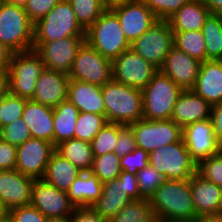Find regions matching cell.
I'll use <instances>...</instances> for the list:
<instances>
[{"label": "cell", "instance_id": "obj_56", "mask_svg": "<svg viewBox=\"0 0 222 222\" xmlns=\"http://www.w3.org/2000/svg\"><path fill=\"white\" fill-rule=\"evenodd\" d=\"M101 1H102L103 5L106 8H111L115 5L125 3V2H129V1H132V0H101Z\"/></svg>", "mask_w": 222, "mask_h": 222}, {"label": "cell", "instance_id": "obj_23", "mask_svg": "<svg viewBox=\"0 0 222 222\" xmlns=\"http://www.w3.org/2000/svg\"><path fill=\"white\" fill-rule=\"evenodd\" d=\"M192 90L212 106L222 103V60L201 62Z\"/></svg>", "mask_w": 222, "mask_h": 222}, {"label": "cell", "instance_id": "obj_36", "mask_svg": "<svg viewBox=\"0 0 222 222\" xmlns=\"http://www.w3.org/2000/svg\"><path fill=\"white\" fill-rule=\"evenodd\" d=\"M90 172L96 175L102 183L115 180L122 172L120 157L115 152L94 156Z\"/></svg>", "mask_w": 222, "mask_h": 222}, {"label": "cell", "instance_id": "obj_14", "mask_svg": "<svg viewBox=\"0 0 222 222\" xmlns=\"http://www.w3.org/2000/svg\"><path fill=\"white\" fill-rule=\"evenodd\" d=\"M54 152L53 143L31 137L17 146L15 169L34 179H42Z\"/></svg>", "mask_w": 222, "mask_h": 222}, {"label": "cell", "instance_id": "obj_31", "mask_svg": "<svg viewBox=\"0 0 222 222\" xmlns=\"http://www.w3.org/2000/svg\"><path fill=\"white\" fill-rule=\"evenodd\" d=\"M55 151L82 172L90 171L94 159L91 143L72 138L56 145Z\"/></svg>", "mask_w": 222, "mask_h": 222}, {"label": "cell", "instance_id": "obj_30", "mask_svg": "<svg viewBox=\"0 0 222 222\" xmlns=\"http://www.w3.org/2000/svg\"><path fill=\"white\" fill-rule=\"evenodd\" d=\"M80 111L68 99L54 107L53 115V144L74 138L76 121Z\"/></svg>", "mask_w": 222, "mask_h": 222}, {"label": "cell", "instance_id": "obj_8", "mask_svg": "<svg viewBox=\"0 0 222 222\" xmlns=\"http://www.w3.org/2000/svg\"><path fill=\"white\" fill-rule=\"evenodd\" d=\"M149 164L165 179L190 180L197 172V164L191 158L183 139L151 151Z\"/></svg>", "mask_w": 222, "mask_h": 222}, {"label": "cell", "instance_id": "obj_10", "mask_svg": "<svg viewBox=\"0 0 222 222\" xmlns=\"http://www.w3.org/2000/svg\"><path fill=\"white\" fill-rule=\"evenodd\" d=\"M174 46V32L167 20H158L138 39L130 44V48L146 61L160 69L166 55Z\"/></svg>", "mask_w": 222, "mask_h": 222}, {"label": "cell", "instance_id": "obj_2", "mask_svg": "<svg viewBox=\"0 0 222 222\" xmlns=\"http://www.w3.org/2000/svg\"><path fill=\"white\" fill-rule=\"evenodd\" d=\"M108 123L130 125L143 119L142 90L113 79L102 86Z\"/></svg>", "mask_w": 222, "mask_h": 222}, {"label": "cell", "instance_id": "obj_9", "mask_svg": "<svg viewBox=\"0 0 222 222\" xmlns=\"http://www.w3.org/2000/svg\"><path fill=\"white\" fill-rule=\"evenodd\" d=\"M68 76L70 79L102 87L113 79L112 61L85 41L77 51Z\"/></svg>", "mask_w": 222, "mask_h": 222}, {"label": "cell", "instance_id": "obj_26", "mask_svg": "<svg viewBox=\"0 0 222 222\" xmlns=\"http://www.w3.org/2000/svg\"><path fill=\"white\" fill-rule=\"evenodd\" d=\"M130 201L127 192L124 191L123 182L117 178L103 183L101 196L91 208L110 221Z\"/></svg>", "mask_w": 222, "mask_h": 222}, {"label": "cell", "instance_id": "obj_53", "mask_svg": "<svg viewBox=\"0 0 222 222\" xmlns=\"http://www.w3.org/2000/svg\"><path fill=\"white\" fill-rule=\"evenodd\" d=\"M204 5L210 10L211 14L220 15L222 12V0H202Z\"/></svg>", "mask_w": 222, "mask_h": 222}, {"label": "cell", "instance_id": "obj_46", "mask_svg": "<svg viewBox=\"0 0 222 222\" xmlns=\"http://www.w3.org/2000/svg\"><path fill=\"white\" fill-rule=\"evenodd\" d=\"M61 0H27L23 6L29 19L35 24L55 7Z\"/></svg>", "mask_w": 222, "mask_h": 222}, {"label": "cell", "instance_id": "obj_61", "mask_svg": "<svg viewBox=\"0 0 222 222\" xmlns=\"http://www.w3.org/2000/svg\"><path fill=\"white\" fill-rule=\"evenodd\" d=\"M3 97H4V95H0V112H1V105H2V101H3Z\"/></svg>", "mask_w": 222, "mask_h": 222}, {"label": "cell", "instance_id": "obj_50", "mask_svg": "<svg viewBox=\"0 0 222 222\" xmlns=\"http://www.w3.org/2000/svg\"><path fill=\"white\" fill-rule=\"evenodd\" d=\"M118 179L123 182L124 191L127 192L128 197L131 201L144 199L140 194L137 175H133L126 171H122Z\"/></svg>", "mask_w": 222, "mask_h": 222}, {"label": "cell", "instance_id": "obj_4", "mask_svg": "<svg viewBox=\"0 0 222 222\" xmlns=\"http://www.w3.org/2000/svg\"><path fill=\"white\" fill-rule=\"evenodd\" d=\"M183 89L160 70L142 90L143 119H171L175 103Z\"/></svg>", "mask_w": 222, "mask_h": 222}, {"label": "cell", "instance_id": "obj_1", "mask_svg": "<svg viewBox=\"0 0 222 222\" xmlns=\"http://www.w3.org/2000/svg\"><path fill=\"white\" fill-rule=\"evenodd\" d=\"M157 222H195L190 180L166 179L149 199Z\"/></svg>", "mask_w": 222, "mask_h": 222}, {"label": "cell", "instance_id": "obj_20", "mask_svg": "<svg viewBox=\"0 0 222 222\" xmlns=\"http://www.w3.org/2000/svg\"><path fill=\"white\" fill-rule=\"evenodd\" d=\"M190 191L196 216L222 214V188L197 172L190 179Z\"/></svg>", "mask_w": 222, "mask_h": 222}, {"label": "cell", "instance_id": "obj_42", "mask_svg": "<svg viewBox=\"0 0 222 222\" xmlns=\"http://www.w3.org/2000/svg\"><path fill=\"white\" fill-rule=\"evenodd\" d=\"M197 173L222 188V150L197 164Z\"/></svg>", "mask_w": 222, "mask_h": 222}, {"label": "cell", "instance_id": "obj_12", "mask_svg": "<svg viewBox=\"0 0 222 222\" xmlns=\"http://www.w3.org/2000/svg\"><path fill=\"white\" fill-rule=\"evenodd\" d=\"M159 71L131 48L112 61L113 80L143 90Z\"/></svg>", "mask_w": 222, "mask_h": 222}, {"label": "cell", "instance_id": "obj_24", "mask_svg": "<svg viewBox=\"0 0 222 222\" xmlns=\"http://www.w3.org/2000/svg\"><path fill=\"white\" fill-rule=\"evenodd\" d=\"M54 107L27 100L22 118L29 127L32 138L53 143Z\"/></svg>", "mask_w": 222, "mask_h": 222}, {"label": "cell", "instance_id": "obj_22", "mask_svg": "<svg viewBox=\"0 0 222 222\" xmlns=\"http://www.w3.org/2000/svg\"><path fill=\"white\" fill-rule=\"evenodd\" d=\"M212 105L192 89L183 90L174 105L171 119L182 129L197 121L211 117Z\"/></svg>", "mask_w": 222, "mask_h": 222}, {"label": "cell", "instance_id": "obj_18", "mask_svg": "<svg viewBox=\"0 0 222 222\" xmlns=\"http://www.w3.org/2000/svg\"><path fill=\"white\" fill-rule=\"evenodd\" d=\"M34 180L16 169L0 171V201L8 212L30 205Z\"/></svg>", "mask_w": 222, "mask_h": 222}, {"label": "cell", "instance_id": "obj_44", "mask_svg": "<svg viewBox=\"0 0 222 222\" xmlns=\"http://www.w3.org/2000/svg\"><path fill=\"white\" fill-rule=\"evenodd\" d=\"M149 164V153L141 148L136 147L135 150L120 158V167L122 171L137 175Z\"/></svg>", "mask_w": 222, "mask_h": 222}, {"label": "cell", "instance_id": "obj_43", "mask_svg": "<svg viewBox=\"0 0 222 222\" xmlns=\"http://www.w3.org/2000/svg\"><path fill=\"white\" fill-rule=\"evenodd\" d=\"M158 18L167 20L177 12L185 3L191 0H142Z\"/></svg>", "mask_w": 222, "mask_h": 222}, {"label": "cell", "instance_id": "obj_28", "mask_svg": "<svg viewBox=\"0 0 222 222\" xmlns=\"http://www.w3.org/2000/svg\"><path fill=\"white\" fill-rule=\"evenodd\" d=\"M103 183L90 171L82 172L67 191L75 207H88L94 204L102 193Z\"/></svg>", "mask_w": 222, "mask_h": 222}, {"label": "cell", "instance_id": "obj_48", "mask_svg": "<svg viewBox=\"0 0 222 222\" xmlns=\"http://www.w3.org/2000/svg\"><path fill=\"white\" fill-rule=\"evenodd\" d=\"M17 147L0 139V171L16 168Z\"/></svg>", "mask_w": 222, "mask_h": 222}, {"label": "cell", "instance_id": "obj_32", "mask_svg": "<svg viewBox=\"0 0 222 222\" xmlns=\"http://www.w3.org/2000/svg\"><path fill=\"white\" fill-rule=\"evenodd\" d=\"M206 43L207 60H222V18L210 14L201 29Z\"/></svg>", "mask_w": 222, "mask_h": 222}, {"label": "cell", "instance_id": "obj_3", "mask_svg": "<svg viewBox=\"0 0 222 222\" xmlns=\"http://www.w3.org/2000/svg\"><path fill=\"white\" fill-rule=\"evenodd\" d=\"M85 41L111 61L130 48L119 19L110 8L86 30Z\"/></svg>", "mask_w": 222, "mask_h": 222}, {"label": "cell", "instance_id": "obj_51", "mask_svg": "<svg viewBox=\"0 0 222 222\" xmlns=\"http://www.w3.org/2000/svg\"><path fill=\"white\" fill-rule=\"evenodd\" d=\"M219 145L222 147V103L212 106L210 117Z\"/></svg>", "mask_w": 222, "mask_h": 222}, {"label": "cell", "instance_id": "obj_6", "mask_svg": "<svg viewBox=\"0 0 222 222\" xmlns=\"http://www.w3.org/2000/svg\"><path fill=\"white\" fill-rule=\"evenodd\" d=\"M68 0H61L49 13L34 24L33 42H52L72 36H85Z\"/></svg>", "mask_w": 222, "mask_h": 222}, {"label": "cell", "instance_id": "obj_37", "mask_svg": "<svg viewBox=\"0 0 222 222\" xmlns=\"http://www.w3.org/2000/svg\"><path fill=\"white\" fill-rule=\"evenodd\" d=\"M80 25L87 30L107 9L101 0H68Z\"/></svg>", "mask_w": 222, "mask_h": 222}, {"label": "cell", "instance_id": "obj_52", "mask_svg": "<svg viewBox=\"0 0 222 222\" xmlns=\"http://www.w3.org/2000/svg\"><path fill=\"white\" fill-rule=\"evenodd\" d=\"M13 52L0 42V69H7Z\"/></svg>", "mask_w": 222, "mask_h": 222}, {"label": "cell", "instance_id": "obj_55", "mask_svg": "<svg viewBox=\"0 0 222 222\" xmlns=\"http://www.w3.org/2000/svg\"><path fill=\"white\" fill-rule=\"evenodd\" d=\"M195 222H222V214L202 216Z\"/></svg>", "mask_w": 222, "mask_h": 222}, {"label": "cell", "instance_id": "obj_60", "mask_svg": "<svg viewBox=\"0 0 222 222\" xmlns=\"http://www.w3.org/2000/svg\"><path fill=\"white\" fill-rule=\"evenodd\" d=\"M0 222H14L10 215H6Z\"/></svg>", "mask_w": 222, "mask_h": 222}, {"label": "cell", "instance_id": "obj_54", "mask_svg": "<svg viewBox=\"0 0 222 222\" xmlns=\"http://www.w3.org/2000/svg\"><path fill=\"white\" fill-rule=\"evenodd\" d=\"M8 92V70L0 69V95Z\"/></svg>", "mask_w": 222, "mask_h": 222}, {"label": "cell", "instance_id": "obj_34", "mask_svg": "<svg viewBox=\"0 0 222 222\" xmlns=\"http://www.w3.org/2000/svg\"><path fill=\"white\" fill-rule=\"evenodd\" d=\"M109 222H157L149 199L132 200Z\"/></svg>", "mask_w": 222, "mask_h": 222}, {"label": "cell", "instance_id": "obj_5", "mask_svg": "<svg viewBox=\"0 0 222 222\" xmlns=\"http://www.w3.org/2000/svg\"><path fill=\"white\" fill-rule=\"evenodd\" d=\"M34 23L23 6L2 3L0 6V42L13 53L33 49Z\"/></svg>", "mask_w": 222, "mask_h": 222}, {"label": "cell", "instance_id": "obj_21", "mask_svg": "<svg viewBox=\"0 0 222 222\" xmlns=\"http://www.w3.org/2000/svg\"><path fill=\"white\" fill-rule=\"evenodd\" d=\"M69 82L68 74L44 69L36 82L35 92L31 100L56 107L67 100Z\"/></svg>", "mask_w": 222, "mask_h": 222}, {"label": "cell", "instance_id": "obj_35", "mask_svg": "<svg viewBox=\"0 0 222 222\" xmlns=\"http://www.w3.org/2000/svg\"><path fill=\"white\" fill-rule=\"evenodd\" d=\"M107 123L105 115L80 112L76 121L74 138L91 143Z\"/></svg>", "mask_w": 222, "mask_h": 222}, {"label": "cell", "instance_id": "obj_38", "mask_svg": "<svg viewBox=\"0 0 222 222\" xmlns=\"http://www.w3.org/2000/svg\"><path fill=\"white\" fill-rule=\"evenodd\" d=\"M118 138V124L107 123L91 141L93 156L114 152Z\"/></svg>", "mask_w": 222, "mask_h": 222}, {"label": "cell", "instance_id": "obj_11", "mask_svg": "<svg viewBox=\"0 0 222 222\" xmlns=\"http://www.w3.org/2000/svg\"><path fill=\"white\" fill-rule=\"evenodd\" d=\"M129 126L135 136L136 146L148 153L182 140V128L172 119H140Z\"/></svg>", "mask_w": 222, "mask_h": 222}, {"label": "cell", "instance_id": "obj_49", "mask_svg": "<svg viewBox=\"0 0 222 222\" xmlns=\"http://www.w3.org/2000/svg\"><path fill=\"white\" fill-rule=\"evenodd\" d=\"M68 218L69 222H109V220L100 216L90 206L76 207Z\"/></svg>", "mask_w": 222, "mask_h": 222}, {"label": "cell", "instance_id": "obj_39", "mask_svg": "<svg viewBox=\"0 0 222 222\" xmlns=\"http://www.w3.org/2000/svg\"><path fill=\"white\" fill-rule=\"evenodd\" d=\"M27 99L7 92L2 101L0 112V129L22 117Z\"/></svg>", "mask_w": 222, "mask_h": 222}, {"label": "cell", "instance_id": "obj_59", "mask_svg": "<svg viewBox=\"0 0 222 222\" xmlns=\"http://www.w3.org/2000/svg\"><path fill=\"white\" fill-rule=\"evenodd\" d=\"M46 222H69V218H47Z\"/></svg>", "mask_w": 222, "mask_h": 222}, {"label": "cell", "instance_id": "obj_19", "mask_svg": "<svg viewBox=\"0 0 222 222\" xmlns=\"http://www.w3.org/2000/svg\"><path fill=\"white\" fill-rule=\"evenodd\" d=\"M200 65L199 60L173 46L159 70L183 90H189L195 86Z\"/></svg>", "mask_w": 222, "mask_h": 222}, {"label": "cell", "instance_id": "obj_29", "mask_svg": "<svg viewBox=\"0 0 222 222\" xmlns=\"http://www.w3.org/2000/svg\"><path fill=\"white\" fill-rule=\"evenodd\" d=\"M81 173L82 171L74 164L55 151L49 159L42 179L57 189L67 192Z\"/></svg>", "mask_w": 222, "mask_h": 222}, {"label": "cell", "instance_id": "obj_25", "mask_svg": "<svg viewBox=\"0 0 222 222\" xmlns=\"http://www.w3.org/2000/svg\"><path fill=\"white\" fill-rule=\"evenodd\" d=\"M67 99L75 105L80 112L105 115L101 86L70 79Z\"/></svg>", "mask_w": 222, "mask_h": 222}, {"label": "cell", "instance_id": "obj_13", "mask_svg": "<svg viewBox=\"0 0 222 222\" xmlns=\"http://www.w3.org/2000/svg\"><path fill=\"white\" fill-rule=\"evenodd\" d=\"M85 42V36H72L52 42H33V49L39 54L45 69L69 74L77 51Z\"/></svg>", "mask_w": 222, "mask_h": 222}, {"label": "cell", "instance_id": "obj_17", "mask_svg": "<svg viewBox=\"0 0 222 222\" xmlns=\"http://www.w3.org/2000/svg\"><path fill=\"white\" fill-rule=\"evenodd\" d=\"M182 139L196 164L222 150L210 118L185 126L182 129Z\"/></svg>", "mask_w": 222, "mask_h": 222}, {"label": "cell", "instance_id": "obj_57", "mask_svg": "<svg viewBox=\"0 0 222 222\" xmlns=\"http://www.w3.org/2000/svg\"><path fill=\"white\" fill-rule=\"evenodd\" d=\"M26 2L27 0H3V3H7L10 5H19V6H24Z\"/></svg>", "mask_w": 222, "mask_h": 222}, {"label": "cell", "instance_id": "obj_40", "mask_svg": "<svg viewBox=\"0 0 222 222\" xmlns=\"http://www.w3.org/2000/svg\"><path fill=\"white\" fill-rule=\"evenodd\" d=\"M165 177L150 164L137 173L140 194L144 199H150L155 190L165 181Z\"/></svg>", "mask_w": 222, "mask_h": 222}, {"label": "cell", "instance_id": "obj_58", "mask_svg": "<svg viewBox=\"0 0 222 222\" xmlns=\"http://www.w3.org/2000/svg\"><path fill=\"white\" fill-rule=\"evenodd\" d=\"M8 215V211L6 210V208L4 207V205L1 203L0 201V221L6 216Z\"/></svg>", "mask_w": 222, "mask_h": 222}, {"label": "cell", "instance_id": "obj_45", "mask_svg": "<svg viewBox=\"0 0 222 222\" xmlns=\"http://www.w3.org/2000/svg\"><path fill=\"white\" fill-rule=\"evenodd\" d=\"M135 136L129 125L118 124V138L114 152L121 158L136 148Z\"/></svg>", "mask_w": 222, "mask_h": 222}, {"label": "cell", "instance_id": "obj_7", "mask_svg": "<svg viewBox=\"0 0 222 222\" xmlns=\"http://www.w3.org/2000/svg\"><path fill=\"white\" fill-rule=\"evenodd\" d=\"M44 69L45 65L34 49L13 53L7 68L8 92L31 100L36 82Z\"/></svg>", "mask_w": 222, "mask_h": 222}, {"label": "cell", "instance_id": "obj_27", "mask_svg": "<svg viewBox=\"0 0 222 222\" xmlns=\"http://www.w3.org/2000/svg\"><path fill=\"white\" fill-rule=\"evenodd\" d=\"M211 14L202 0H191L167 19L173 32L197 31Z\"/></svg>", "mask_w": 222, "mask_h": 222}, {"label": "cell", "instance_id": "obj_16", "mask_svg": "<svg viewBox=\"0 0 222 222\" xmlns=\"http://www.w3.org/2000/svg\"><path fill=\"white\" fill-rule=\"evenodd\" d=\"M110 9L117 15L125 38L130 44L158 21V18L142 0L121 3Z\"/></svg>", "mask_w": 222, "mask_h": 222}, {"label": "cell", "instance_id": "obj_47", "mask_svg": "<svg viewBox=\"0 0 222 222\" xmlns=\"http://www.w3.org/2000/svg\"><path fill=\"white\" fill-rule=\"evenodd\" d=\"M8 214L14 222H46L47 218L31 205L11 209Z\"/></svg>", "mask_w": 222, "mask_h": 222}, {"label": "cell", "instance_id": "obj_15", "mask_svg": "<svg viewBox=\"0 0 222 222\" xmlns=\"http://www.w3.org/2000/svg\"><path fill=\"white\" fill-rule=\"evenodd\" d=\"M30 205L46 218H68L76 208L67 192L57 189L43 179L34 180Z\"/></svg>", "mask_w": 222, "mask_h": 222}, {"label": "cell", "instance_id": "obj_41", "mask_svg": "<svg viewBox=\"0 0 222 222\" xmlns=\"http://www.w3.org/2000/svg\"><path fill=\"white\" fill-rule=\"evenodd\" d=\"M29 138L30 130L22 117L0 129V139L16 147Z\"/></svg>", "mask_w": 222, "mask_h": 222}, {"label": "cell", "instance_id": "obj_33", "mask_svg": "<svg viewBox=\"0 0 222 222\" xmlns=\"http://www.w3.org/2000/svg\"><path fill=\"white\" fill-rule=\"evenodd\" d=\"M174 46L200 62L207 61L206 43L201 30L174 32Z\"/></svg>", "mask_w": 222, "mask_h": 222}]
</instances>
